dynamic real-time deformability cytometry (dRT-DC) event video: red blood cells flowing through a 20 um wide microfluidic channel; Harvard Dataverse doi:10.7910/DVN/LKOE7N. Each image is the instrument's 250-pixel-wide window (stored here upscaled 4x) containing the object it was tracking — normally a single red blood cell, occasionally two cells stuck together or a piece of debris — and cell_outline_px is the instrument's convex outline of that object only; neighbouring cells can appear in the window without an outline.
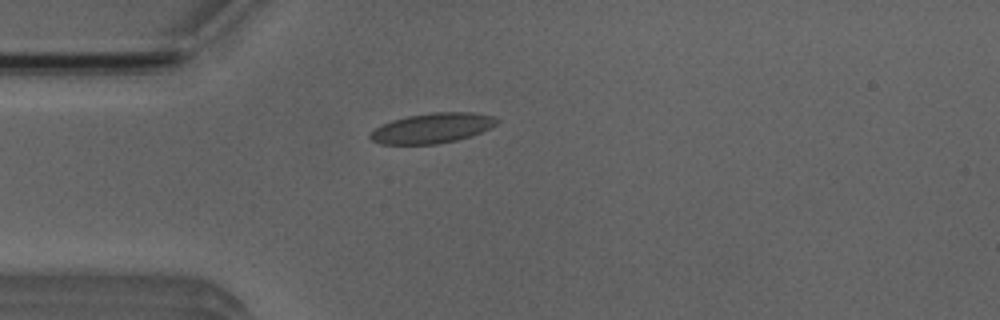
{"species": "Egyptian fruit bat (a non-hibernating species)", "species_latin": "Rousettus aegyptiacus", "temperature_condition": "room temperature", "stored_images_in_passage": 1, "camera_frame_rate_fps": 3000, "um_per_image_px": 0.085, "animal": {"sex": "male"}, "frame": {"image": 1, "passage_image": 1, "time_ms": 0.0, "image_size_px": [1000, 320], "cell_outline_px": [[500, 120], [496, 124], [480, 132], [456, 140], [436, 144], [380, 144], [372, 140], [368, 136], [380, 124], [392, 120], [408, 116], [432, 112], [472, 112], [496, 116]], "centroid_in_image_um": [36.73, 10.88], "position_along_channel_um": 48.3, "area_um2": 22.08}}